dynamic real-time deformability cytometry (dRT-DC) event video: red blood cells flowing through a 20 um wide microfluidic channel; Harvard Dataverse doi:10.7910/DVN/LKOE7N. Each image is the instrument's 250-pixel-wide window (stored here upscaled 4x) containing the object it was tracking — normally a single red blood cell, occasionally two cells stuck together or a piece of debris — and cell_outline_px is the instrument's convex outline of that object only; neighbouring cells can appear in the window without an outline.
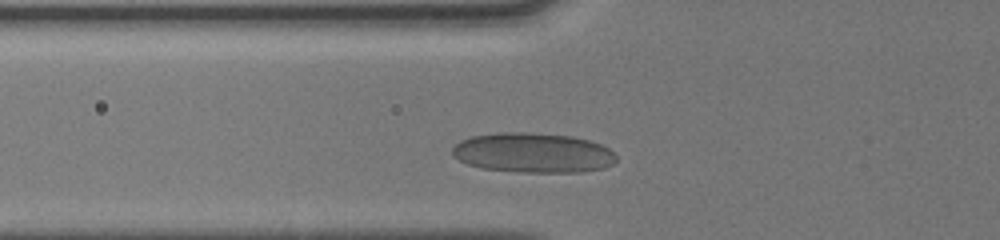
{"species": "human", "species_latin": "Homo sapiens", "temperature_condition": "cold", "stored_images_in_passage": 29, "camera_frame_rate_fps": 3000, "um_per_image_px": 0.085, "donor": {"sex": "male"}, "frame": {"image": 1, "passage_image": 5, "time_ms": 1.333, "image_size_px": [1000, 240], "cell_outline_px": [[616, 160], [612, 164], [604, 168], [580, 172], [520, 172], [480, 168], [468, 164], [452, 156], [452, 148], [460, 140], [472, 136], [500, 132], [524, 132], [572, 136], [592, 140], [608, 148], [616, 156]], "centroid_in_image_um": [45.3, 12.98], "position_along_channel_um": 80.5, "area_um2": 38.21}}
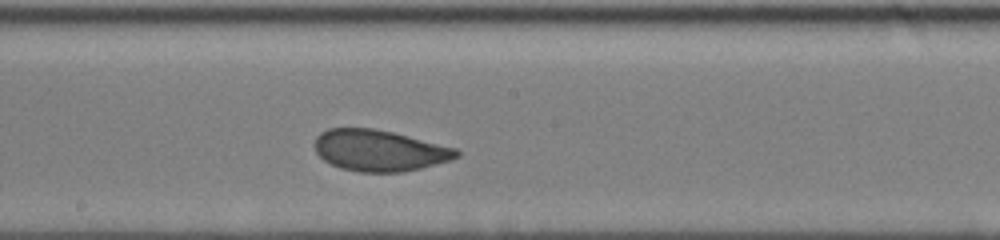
{"frame": {"image": 2, "passage_image": 15, "time_ms": 4.667, "image_size_px": [1000, 240], "cell_outline_px": [[460, 156], [448, 160], [420, 168], [400, 172], [360, 172], [340, 168], [324, 160], [316, 152], [312, 144], [316, 136], [320, 132], [328, 128], [372, 128], [392, 132], [456, 148], [460, 152]], "centroid_in_image_um": [32.18, 12.78], "position_along_channel_um": 216.0, "area_um2": 33.99}}
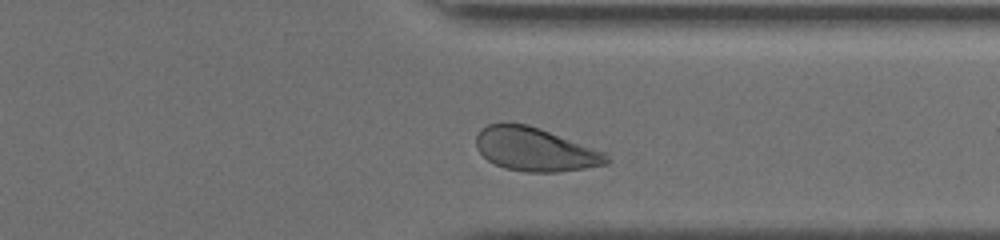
{"frame": {"image": 3, "passage_image": 26, "time_ms": 8.333, "image_size_px": [1000, 240], "cell_outline_px": [[612, 160], [608, 164], [584, 168], [556, 172], [528, 172], [504, 168], [488, 160], [476, 148], [476, 136], [480, 128], [488, 124], [504, 120], [528, 124], [540, 128], [608, 152]], "centroid_in_image_um": [45.5, 12.66], "position_along_channel_um": 365.9, "area_um2": 33.87}, "authors_computed_cell_mechanics": {"area_um2": 34.2754, "velocity_mm_per_s": 4.0787, "shape_relaxation_time_tau1_ms": 2.7507, "shape_relaxation_time_tau2_ms": 0.8819, "deformation_change_tau1": 0.1041, "deformation_change_tau2": 0.0421}}